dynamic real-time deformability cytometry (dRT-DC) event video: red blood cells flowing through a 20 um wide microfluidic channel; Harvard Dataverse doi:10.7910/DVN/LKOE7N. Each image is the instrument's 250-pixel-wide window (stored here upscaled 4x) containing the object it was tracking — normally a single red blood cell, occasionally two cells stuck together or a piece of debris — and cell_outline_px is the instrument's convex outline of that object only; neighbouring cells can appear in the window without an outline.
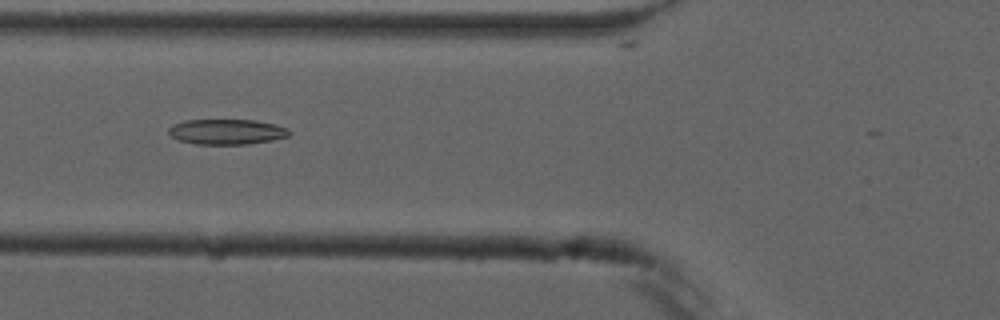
{"species": "common noctule bat (a hibernating species)", "species_latin": "Nyctalus noctula", "temperature_condition": "cold", "stored_images_in_passage": 10, "camera_frame_rate_fps": 3000, "um_per_image_px": 0.085, "animal": {"sex": "male", "forearm_length_mm": 52.5}, "frame": {"image": 1, "passage_image": 7, "time_ms": 8.333, "image_size_px": [1000, 320], "cell_outline_px": [[292, 132], [288, 136], [272, 140], [248, 144], [196, 144], [176, 140], [168, 132], [168, 128], [172, 124], [184, 120], [256, 120], [276, 124], [288, 128]], "centroid_in_image_um": [19.27, 11.19], "position_along_channel_um": 106.5, "area_um2": 17.98}}
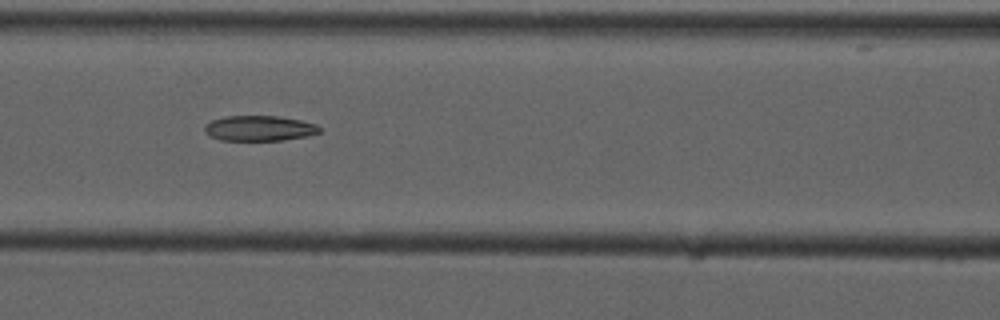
{"frame": {"image": 2, "passage_image": 8, "time_ms": 9.333, "image_size_px": [1000, 320], "cell_outline_px": [[320, 132], [308, 136], [284, 140], [220, 140], [208, 136], [204, 132], [204, 128], [212, 120], [224, 116], [280, 116], [300, 120], [316, 124], [320, 128]], "centroid_in_image_um": [22.04, 10.9], "position_along_channel_um": 144.6, "area_um2": 16.99}}
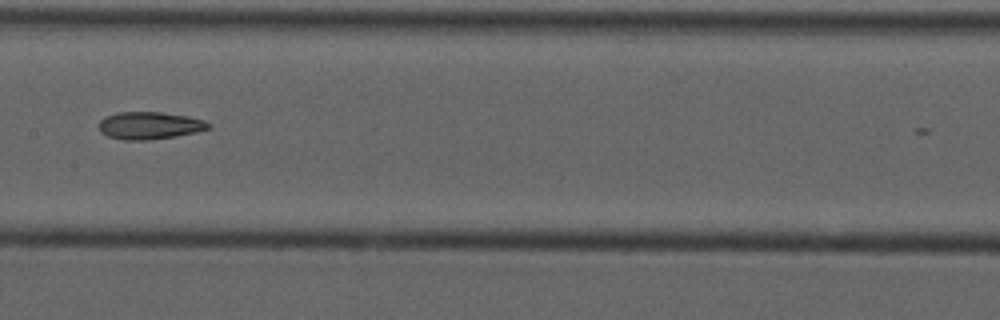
{"frame": {"image": 3, "passage_image": 9, "time_ms": 10.667, "image_size_px": [1000, 320], "cell_outline_px": [[212, 128], [196, 132], [176, 136], [148, 140], [124, 140], [108, 136], [100, 132], [100, 120], [104, 116], [116, 112], [160, 112], [188, 116], [204, 120], [212, 124]], "centroid_in_image_um": [12.73, 10.66], "position_along_channel_um": 194.7, "area_um2": 17.63}}